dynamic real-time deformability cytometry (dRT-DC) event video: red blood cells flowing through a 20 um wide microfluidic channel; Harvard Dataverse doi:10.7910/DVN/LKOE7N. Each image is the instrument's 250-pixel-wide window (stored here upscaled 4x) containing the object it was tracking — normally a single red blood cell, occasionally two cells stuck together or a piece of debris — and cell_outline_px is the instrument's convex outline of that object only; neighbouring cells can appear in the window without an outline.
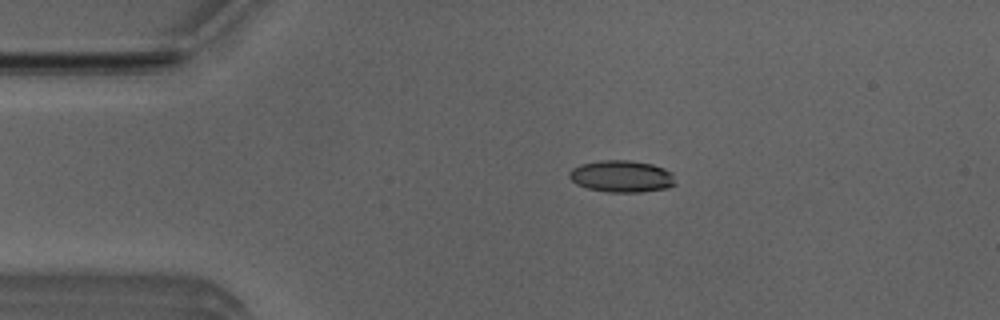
{"species": "Egyptian fruit bat (a non-hibernating species)", "species_latin": "Rousettus aegyptiacus", "temperature_condition": "room temperature", "stored_images_in_passage": 5, "camera_frame_rate_fps": 3000, "um_per_image_px": 0.085, "animal": {"sex": "male"}, "frame": {"image": 1, "passage_image": 4, "time_ms": 1.0, "image_size_px": [1000, 320], "cell_outline_px": [[676, 184], [668, 188], [644, 192], [608, 192], [588, 188], [576, 184], [568, 176], [568, 172], [572, 168], [580, 164], [604, 160], [628, 160], [652, 164], [664, 168], [672, 172]], "centroid_in_image_um": [52.85, 14.99], "position_along_channel_um": 32.1, "area_um2": 19.83}}